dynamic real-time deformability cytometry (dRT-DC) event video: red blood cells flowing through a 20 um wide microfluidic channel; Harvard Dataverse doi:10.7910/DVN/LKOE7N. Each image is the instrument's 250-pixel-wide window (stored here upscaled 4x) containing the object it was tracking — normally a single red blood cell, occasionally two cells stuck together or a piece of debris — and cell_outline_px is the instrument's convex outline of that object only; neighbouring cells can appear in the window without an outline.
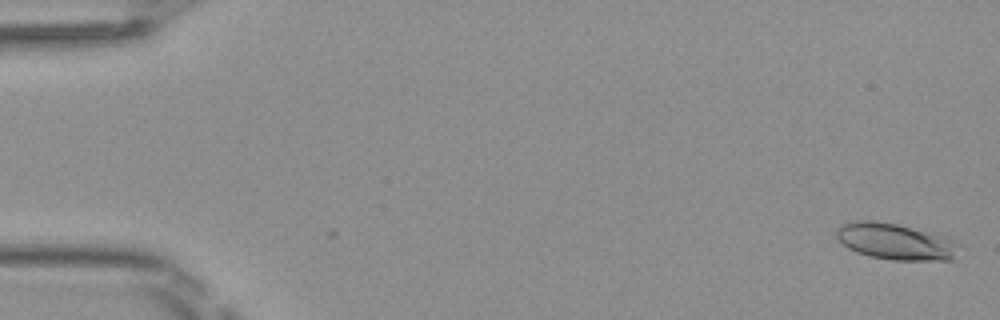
{"species": "Egyptian fruit bat (a non-hibernating species)", "species_latin": "Rousettus aegyptiacus", "temperature_condition": "room temperature", "stored_images_in_passage": 2, "camera_frame_rate_fps": 3000, "um_per_image_px": 0.085, "frame": {"image": 1, "passage_image": 2, "time_ms": 0.333, "image_size_px": [1000, 320], "cell_outline_px": [[952, 260], [892, 260], [868, 256], [856, 252], [848, 248], [836, 236], [836, 228], [852, 220], [868, 220], [896, 224], [944, 236], [952, 244]], "centroid_in_image_um": [75.95, 20.52], "position_along_channel_um": 9.1, "area_um2": 25.03}}